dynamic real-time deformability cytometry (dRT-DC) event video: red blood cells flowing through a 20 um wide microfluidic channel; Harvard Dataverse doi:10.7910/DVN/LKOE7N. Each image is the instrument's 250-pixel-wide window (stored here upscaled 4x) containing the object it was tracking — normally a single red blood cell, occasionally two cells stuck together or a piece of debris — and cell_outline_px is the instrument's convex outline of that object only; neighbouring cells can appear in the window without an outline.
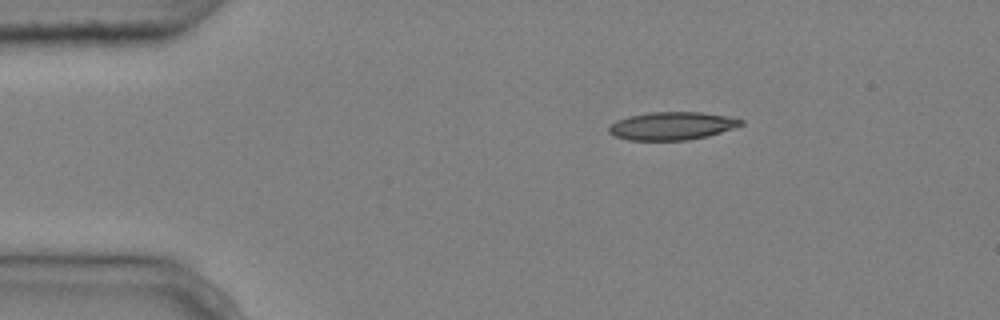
{"species": "common noctule bat (a hibernating species)", "species_latin": "Nyctalus noctula", "temperature_condition": "cold", "stored_images_in_passage": 5, "camera_frame_rate_fps": 3000, "um_per_image_px": 0.085, "animal": {"sex": "male", "body_mass_g": 20.4}, "frame": {"image": 1, "passage_image": 1, "time_ms": 0.0, "image_size_px": [1000, 320], "cell_outline_px": [[744, 124], [736, 128], [708, 136], [688, 140], [628, 140], [612, 136], [608, 132], [608, 128], [616, 120], [628, 116], [652, 112], [700, 112], [732, 116], [744, 120]], "centroid_in_image_um": [57.15, 10.7], "position_along_channel_um": 27.8, "area_um2": 21.85}}
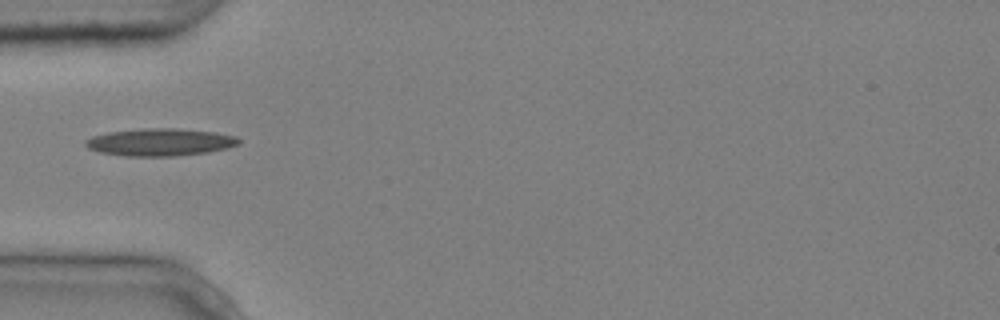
{"frame": {"image": 2, "passage_image": 3, "time_ms": 0.667, "image_size_px": [1000, 320], "cell_outline_px": [[240, 144], [228, 148], [208, 152], [172, 156], [124, 156], [100, 152], [88, 148], [84, 144], [84, 140], [92, 136], [108, 132], [144, 128], [176, 128], [212, 132], [236, 136], [240, 140]], "centroid_in_image_um": [13.59, 12.08], "position_along_channel_um": 71.4, "area_um2": 24.51}}